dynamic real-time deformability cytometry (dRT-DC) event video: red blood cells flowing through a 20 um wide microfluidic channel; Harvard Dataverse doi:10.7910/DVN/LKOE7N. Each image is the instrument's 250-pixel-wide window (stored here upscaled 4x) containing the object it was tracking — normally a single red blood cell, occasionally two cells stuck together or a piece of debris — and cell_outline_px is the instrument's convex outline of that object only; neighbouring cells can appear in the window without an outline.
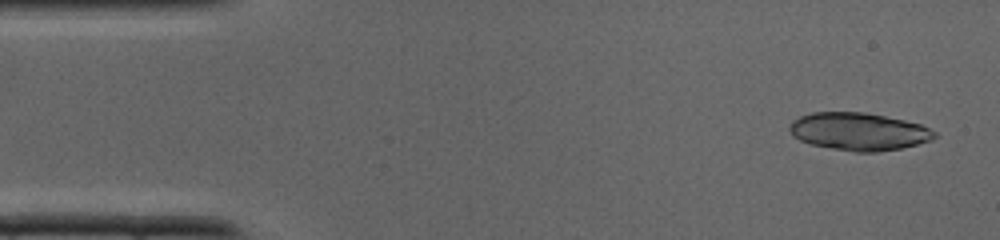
{"species": "common noctule bat (a hibernating species)", "species_latin": "Nyctalus noctula", "temperature_condition": "cold", "stored_images_in_passage": 11, "camera_frame_rate_fps": 3000, "um_per_image_px": 0.085, "animal": {"sex": "male", "body_mass_g": 19.0, "forearm_length_mm": 50.8}, "frame": {"image": 1, "passage_image": 2, "time_ms": 0.333, "image_size_px": [1000, 240], "cell_outline_px": [[936, 136], [932, 140], [900, 148], [876, 152], [856, 152], [832, 148], [812, 144], [800, 140], [792, 136], [788, 128], [792, 120], [800, 116], [812, 112], [864, 112], [904, 120], [920, 124], [936, 132]], "centroid_in_image_um": [72.96, 11.17], "position_along_channel_um": 12.0, "area_um2": 31.67}}